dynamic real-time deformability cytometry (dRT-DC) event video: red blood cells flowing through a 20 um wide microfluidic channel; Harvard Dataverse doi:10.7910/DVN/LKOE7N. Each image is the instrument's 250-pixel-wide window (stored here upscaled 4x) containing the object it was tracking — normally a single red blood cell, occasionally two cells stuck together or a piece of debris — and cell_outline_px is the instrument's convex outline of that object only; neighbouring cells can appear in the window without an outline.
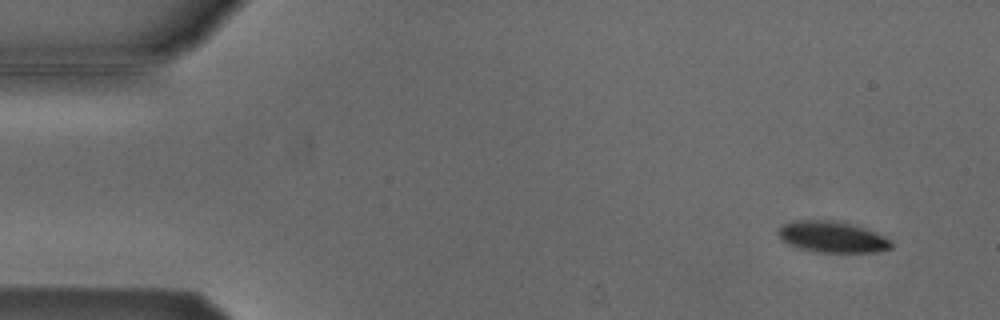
{"species": "Egyptian fruit bat (a non-hibernating species)", "species_latin": "Rousettus aegyptiacus", "temperature_condition": "cold", "stored_images_in_passage": 6, "camera_frame_rate_fps": 3000, "um_per_image_px": 0.085, "animal": {"sex": "male"}, "frame": {"image": 1, "passage_image": 1, "time_ms": 0.0, "image_size_px": [1000, 320], "cell_outline_px": [[892, 248], [876, 252], [816, 252], [800, 248], [788, 244], [780, 240], [776, 232], [784, 224], [792, 220], [832, 220], [864, 228], [884, 236], [892, 240]], "centroid_in_image_um": [70.71, 20.14], "position_along_channel_um": 14.3, "area_um2": 20.52}}
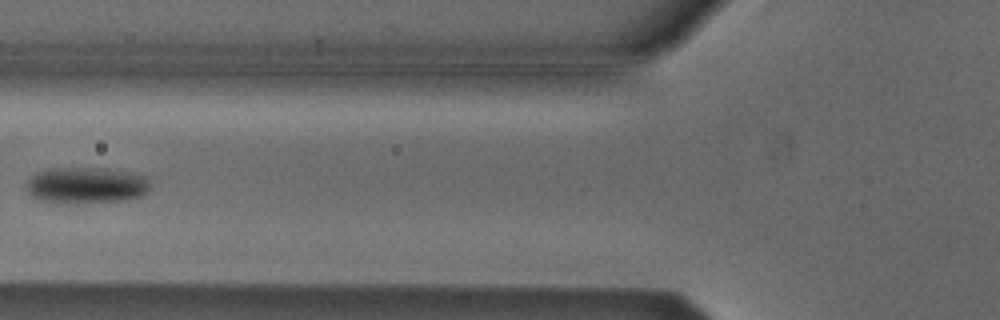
{"frame": {"image": 2, "passage_image": 5, "time_ms": 1.333, "image_size_px": [1000, 320], "cell_outline_px": [[148, 192], [140, 196], [128, 200], [40, 200], [32, 196], [28, 192], [28, 180], [36, 172], [52, 168], [88, 168], [120, 172], [148, 176]], "centroid_in_image_um": [7.33, 15.71], "position_along_channel_um": 118.5, "area_um2": 24.57}}
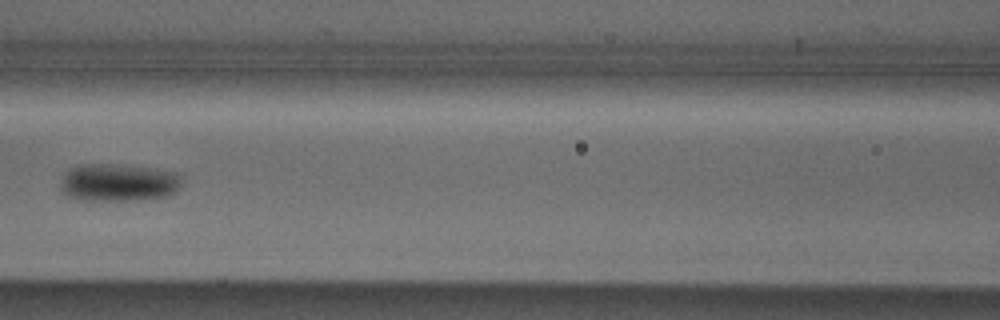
{"frame": {"image": 3, "passage_image": 6, "time_ms": 1.667, "image_size_px": [1000, 320], "cell_outline_px": [[180, 184], [176, 192], [168, 196], [140, 200], [80, 200], [68, 196], [60, 188], [60, 184], [68, 168], [80, 164], [128, 164], [176, 172], [180, 176]], "centroid_in_image_um": [10.06, 15.5], "position_along_channel_um": 156.5, "area_um2": 26.93}}